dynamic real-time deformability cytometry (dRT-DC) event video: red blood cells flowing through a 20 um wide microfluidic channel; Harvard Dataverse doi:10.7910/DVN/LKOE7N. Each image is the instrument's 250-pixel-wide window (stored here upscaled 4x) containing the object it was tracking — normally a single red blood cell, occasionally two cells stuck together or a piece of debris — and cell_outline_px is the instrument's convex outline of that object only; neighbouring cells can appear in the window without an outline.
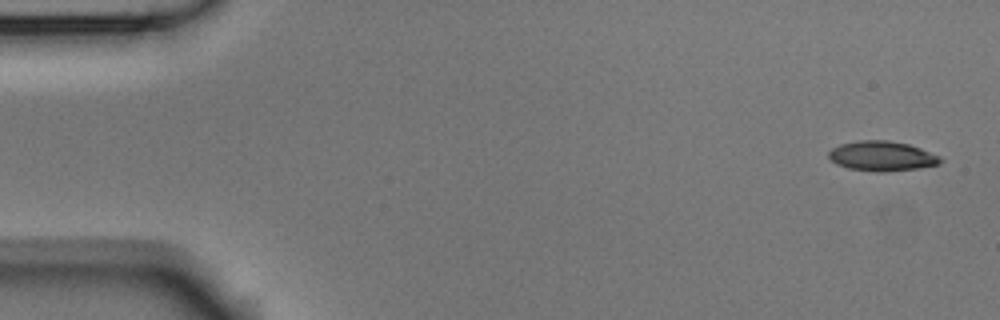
{"species": "Egyptian fruit bat (a non-hibernating species)", "species_latin": "Rousettus aegyptiacus", "temperature_condition": "room temperature", "stored_images_in_passage": 4, "camera_frame_rate_fps": 3000, "um_per_image_px": 0.085, "animal": {"sex": "male"}, "frame": {"image": 1, "passage_image": 1, "time_ms": 0.0, "image_size_px": [1000, 320], "cell_outline_px": [[944, 160], [940, 164], [920, 168], [884, 172], [876, 172], [848, 168], [836, 164], [828, 156], [828, 152], [832, 148], [840, 144], [860, 140], [888, 140], [908, 144], [920, 148], [940, 156]], "centroid_in_image_um": [74.98, 13.27], "position_along_channel_um": 10.0, "area_um2": 19.54}}
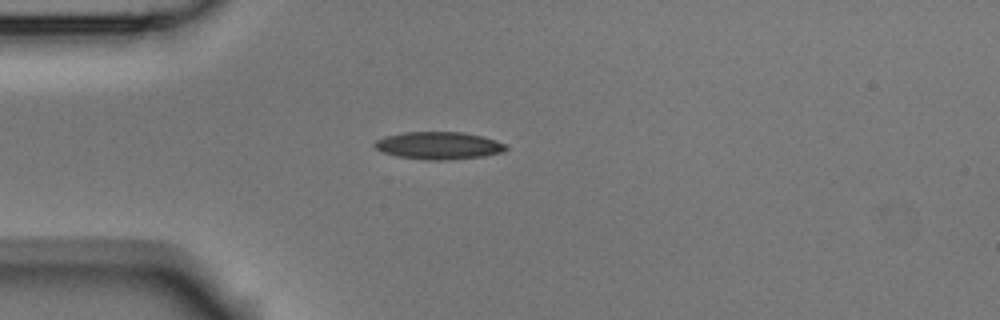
{"frame": {"image": 2, "passage_image": 4, "time_ms": 1.0, "image_size_px": [1000, 320], "cell_outline_px": [[508, 148], [500, 152], [484, 156], [444, 160], [424, 160], [396, 156], [384, 152], [376, 148], [372, 144], [376, 140], [384, 136], [400, 132], [464, 132], [484, 136], [496, 140], [504, 144]], "centroid_in_image_um": [37.25, 12.36], "position_along_channel_um": 47.7, "area_um2": 21.1}}